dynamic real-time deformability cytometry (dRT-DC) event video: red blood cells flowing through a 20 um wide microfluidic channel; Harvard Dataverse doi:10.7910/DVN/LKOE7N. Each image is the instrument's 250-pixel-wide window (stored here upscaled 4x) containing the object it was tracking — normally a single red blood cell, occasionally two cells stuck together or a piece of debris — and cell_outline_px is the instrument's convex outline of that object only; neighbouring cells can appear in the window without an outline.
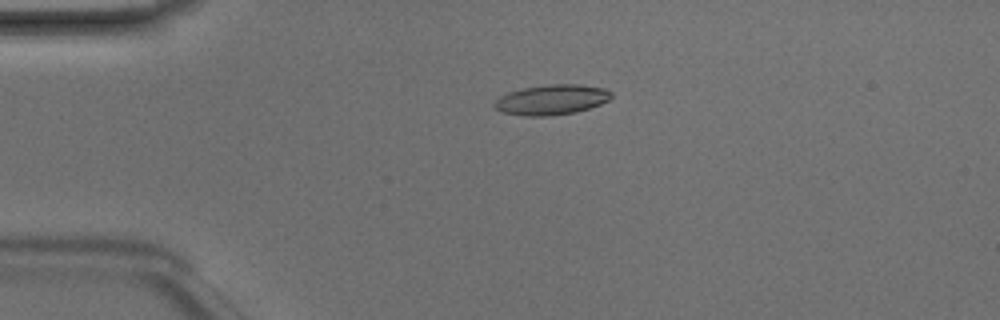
{"species": "Egyptian fruit bat (a non-hibernating species)", "species_latin": "Rousettus aegyptiacus", "temperature_condition": "room temperature", "stored_images_in_passage": 46, "camera_frame_rate_fps": 3000, "um_per_image_px": 0.085, "animal": {"sex": "male"}, "frame": {"image": 1, "passage_image": 9, "time_ms": 2.667, "image_size_px": [1000, 320], "cell_outline_px": [[612, 96], [608, 100], [600, 104], [576, 112], [548, 116], [524, 116], [504, 112], [496, 108], [492, 104], [500, 96], [508, 92], [524, 88], [548, 84], [576, 84], [604, 88], [612, 92]], "centroid_in_image_um": [46.88, 8.47], "position_along_channel_um": 38.1, "area_um2": 20.4}}
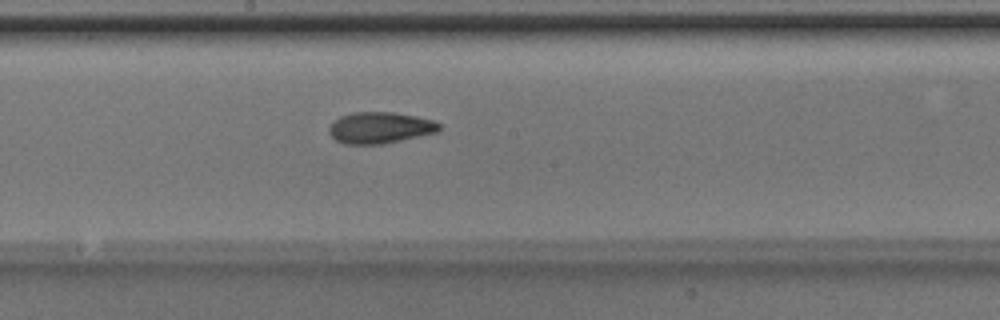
{"frame": {"image": 2, "passage_image": 24, "time_ms": 7.667, "image_size_px": [1000, 320], "cell_outline_px": [[444, 124], [436, 132], [384, 144], [344, 144], [336, 140], [328, 132], [328, 128], [340, 116], [352, 112], [392, 112], [416, 116], [432, 120]], "centroid_in_image_um": [32.3, 10.85], "position_along_channel_um": 215.9, "area_um2": 20.11}}
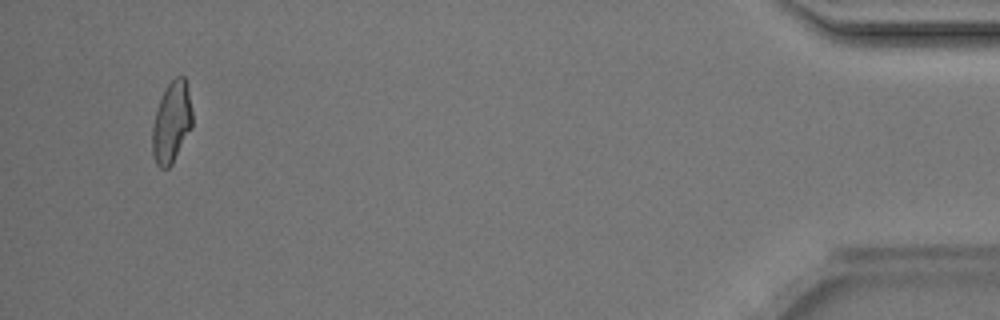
{"frame": {"image": 3, "passage_image": 44, "time_ms": 14.333, "image_size_px": [1000, 320], "cell_outline_px": [[192, 128], [172, 164], [168, 168], [160, 168], [156, 164], [152, 152], [152, 128], [156, 112], [160, 100], [168, 84], [176, 76], [184, 76], [188, 84], [192, 112]], "centroid_in_image_um": [14.6, 10.4], "position_along_channel_um": 420.6, "area_um2": 18.96}, "authors_computed_cell_mechanics": {"area_um2": 19.5653, "velocity_mm_per_s": 4.2199, "shape_relaxation_time_tau1_ms": 4.1486, "shape_relaxation_time_tau2_ms": 2.7503, "deformation_change_tau1": 0.1683, "deformation_change_tau2": 0.0983}}